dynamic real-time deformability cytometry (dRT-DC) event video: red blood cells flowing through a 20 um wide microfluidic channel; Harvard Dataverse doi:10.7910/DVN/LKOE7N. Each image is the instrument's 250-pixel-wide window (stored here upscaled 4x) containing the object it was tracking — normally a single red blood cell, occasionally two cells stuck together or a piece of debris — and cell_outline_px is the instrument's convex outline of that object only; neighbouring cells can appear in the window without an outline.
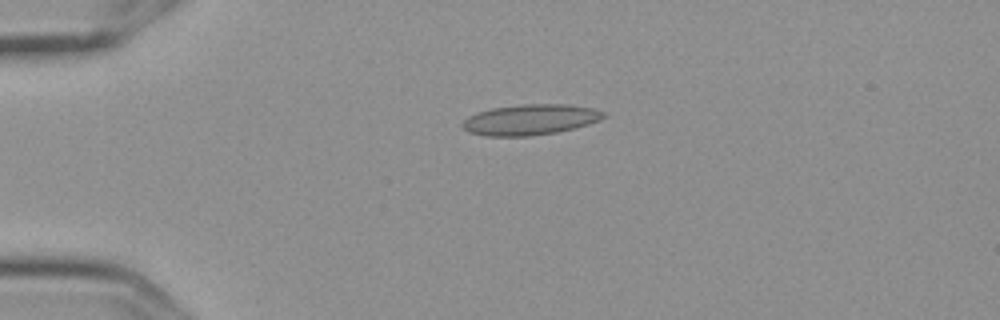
{"species": "Egyptian fruit bat (a non-hibernating species)", "species_latin": "Rousettus aegyptiacus", "temperature_condition": "cold", "stored_images_in_passage": 5, "camera_frame_rate_fps": 3000, "um_per_image_px": 0.085, "frame": {"image": 1, "passage_image": 4, "time_ms": 1.0, "image_size_px": [1000, 320], "cell_outline_px": [[604, 116], [600, 120], [588, 124], [556, 132], [528, 136], [484, 136], [468, 132], [460, 124], [468, 116], [492, 108], [520, 104], [568, 104], [592, 108], [604, 112]], "centroid_in_image_um": [45.04, 10.17], "position_along_channel_um": 40.0, "area_um2": 25.03}}